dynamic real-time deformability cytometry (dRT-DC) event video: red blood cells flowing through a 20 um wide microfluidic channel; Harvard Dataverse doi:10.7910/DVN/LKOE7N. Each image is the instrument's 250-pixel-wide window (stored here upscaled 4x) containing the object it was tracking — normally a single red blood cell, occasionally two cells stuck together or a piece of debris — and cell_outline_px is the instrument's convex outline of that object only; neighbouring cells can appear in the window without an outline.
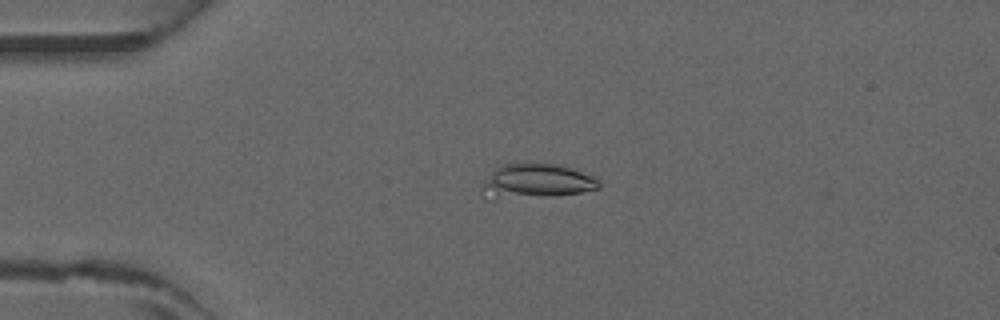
{"species": "common noctule bat (a hibernating species)", "species_latin": "Nyctalus noctula", "temperature_condition": "warm", "stored_images_in_passage": 6, "camera_frame_rate_fps": 3000, "um_per_image_px": 0.085, "animal": {"sex": "male", "forearm_length_mm": 52.5}, "frame": {"image": 1, "passage_image": 4, "time_ms": 1.0, "image_size_px": [1000, 320], "cell_outline_px": [[600, 188], [580, 192], [556, 196], [492, 200], [488, 200], [480, 192], [480, 188], [492, 172], [500, 164], [556, 164], [572, 168], [592, 176], [600, 180]], "centroid_in_image_um": [45.54, 15.44], "position_along_channel_um": 39.5, "area_um2": 23.76}}
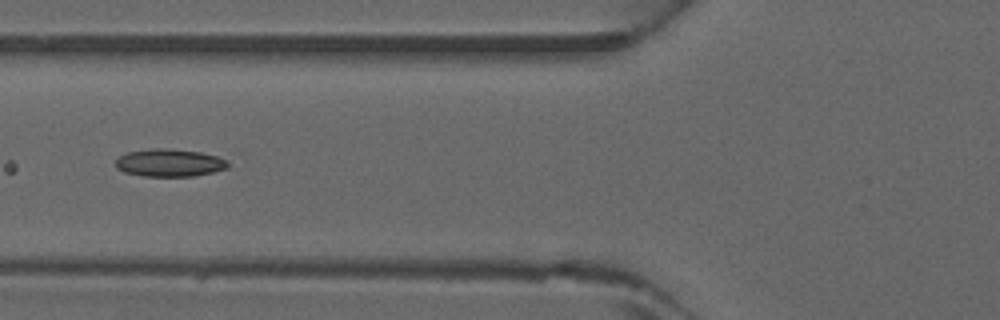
{"frame": {"image": 2, "passage_image": 6, "time_ms": 1.667, "image_size_px": [1000, 320], "cell_outline_px": [[232, 164], [228, 168], [196, 176], [144, 176], [124, 172], [116, 168], [116, 160], [120, 156], [128, 152], [152, 148], [164, 148], [200, 152], [232, 156]], "centroid_in_image_um": [14.58, 13.82], "position_along_channel_um": 111.2, "area_um2": 18.73}}